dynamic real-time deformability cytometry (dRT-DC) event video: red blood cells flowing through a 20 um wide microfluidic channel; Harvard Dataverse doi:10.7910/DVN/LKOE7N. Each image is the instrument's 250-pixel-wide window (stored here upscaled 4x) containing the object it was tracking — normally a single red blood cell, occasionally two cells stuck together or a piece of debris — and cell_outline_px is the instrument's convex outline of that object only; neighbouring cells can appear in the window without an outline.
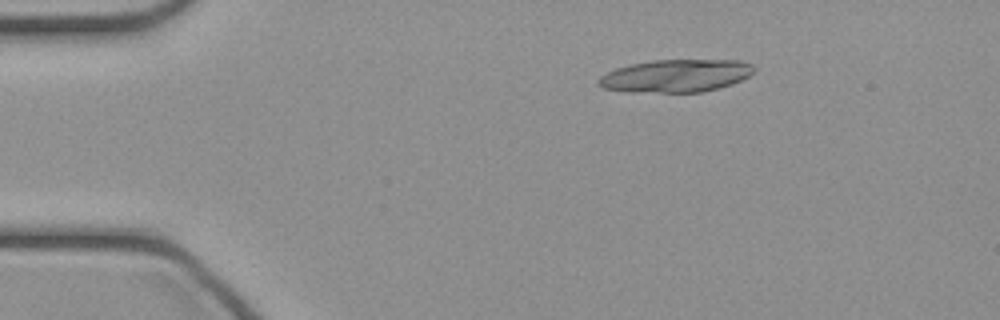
{"species": "common noctule bat (a hibernating species)", "species_latin": "Nyctalus noctula", "temperature_condition": "cold", "stored_images_in_passage": 9, "camera_frame_rate_fps": 3000, "um_per_image_px": 0.085, "animal": {"sex": "female", "body_mass_g": 21.9}, "frame": {"image": 1, "passage_image": 1, "time_ms": 0.0, "image_size_px": [1000, 320], "cell_outline_px": [[756, 68], [748, 76], [732, 84], [704, 92], [628, 92], [604, 88], [596, 84], [596, 80], [600, 76], [616, 68], [628, 64], [652, 60], [740, 60], [752, 64]], "centroid_in_image_um": [57.42, 6.44], "position_along_channel_um": 27.6, "area_um2": 29.82}}